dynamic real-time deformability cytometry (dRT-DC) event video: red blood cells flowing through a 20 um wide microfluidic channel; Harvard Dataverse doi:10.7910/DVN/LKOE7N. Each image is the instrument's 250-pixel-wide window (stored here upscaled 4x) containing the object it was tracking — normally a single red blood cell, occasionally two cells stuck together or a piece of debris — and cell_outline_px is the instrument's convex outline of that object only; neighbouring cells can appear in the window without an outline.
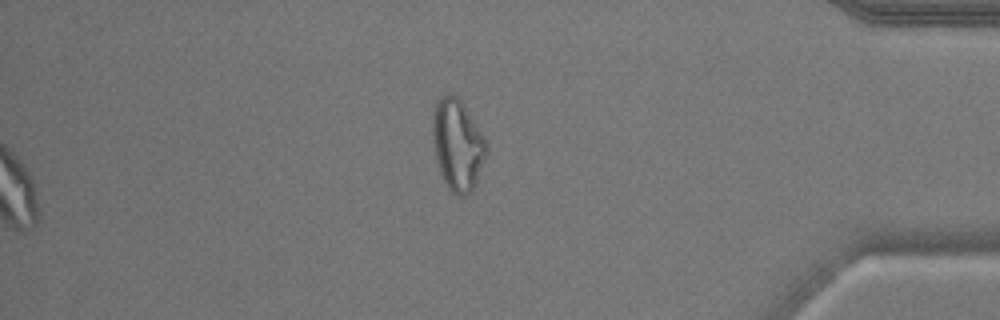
{"species": "common noctule bat (a hibernating species)", "species_latin": "Nyctalus noctula", "temperature_condition": "warm", "stored_images_in_passage": 46, "segment_of_instrument_passage": [2, 2], "camera_frame_rate_fps": 3000, "um_per_image_px": 0.085, "animal": {"sex": "male", "body_mass_g": 17.9}, "frame": {"image": 1, "passage_image": 46, "time_ms": 15.0, "image_size_px": [1000, 320], "cell_outline_px": [[488, 152], [476, 184], [472, 192], [468, 196], [456, 196], [448, 188], [440, 172], [436, 160], [432, 140], [432, 116], [436, 100], [440, 96], [448, 92], [452, 92], [464, 104], [484, 136], [488, 144]], "centroid_in_image_um": [38.89, 12.3], "position_along_channel_um": 396.3, "area_um2": 29.3}}